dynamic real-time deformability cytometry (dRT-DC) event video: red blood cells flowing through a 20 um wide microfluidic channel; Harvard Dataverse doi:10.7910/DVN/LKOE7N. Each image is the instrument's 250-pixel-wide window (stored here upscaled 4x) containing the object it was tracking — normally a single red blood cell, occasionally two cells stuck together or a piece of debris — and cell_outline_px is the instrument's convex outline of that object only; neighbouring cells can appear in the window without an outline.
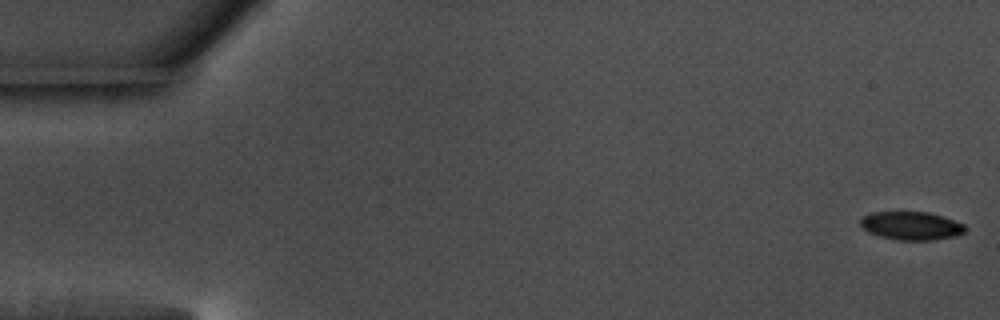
{"species": "common noctule bat (a hibernating species)", "species_latin": "Nyctalus noctula", "temperature_condition": "warm", "stored_images_in_passage": 56, "camera_frame_rate_fps": 3000, "um_per_image_px": 0.085, "animal": {"sex": "male", "body_mass_g": 17.5, "forearm_length_mm": 52.3}, "frame": {"image": 1, "passage_image": 1, "time_ms": 0.0, "image_size_px": [1000, 320], "cell_outline_px": [[968, 228], [964, 232], [956, 236], [932, 240], [900, 240], [880, 236], [868, 232], [860, 224], [860, 220], [864, 216], [872, 212], [928, 212], [964, 224]], "centroid_in_image_um": [77.47, 19.19], "position_along_channel_um": 7.5, "area_um2": 17.11}}
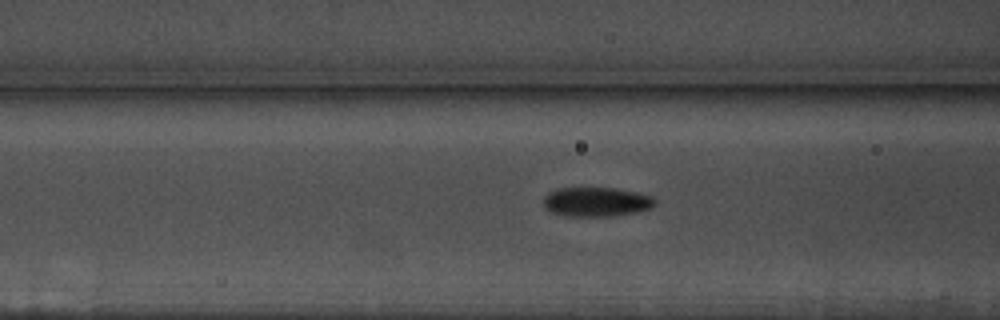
{"frame": {"image": 2, "passage_image": 22, "time_ms": 7.0, "image_size_px": [1000, 320], "cell_outline_px": [[656, 204], [652, 208], [636, 212], [616, 216], [564, 216], [552, 212], [544, 208], [544, 196], [548, 192], [560, 188], [616, 188], [636, 192], [652, 196], [656, 200]], "centroid_in_image_um": [50.7, 17.16], "position_along_channel_um": 115.9, "area_um2": 19.25}}
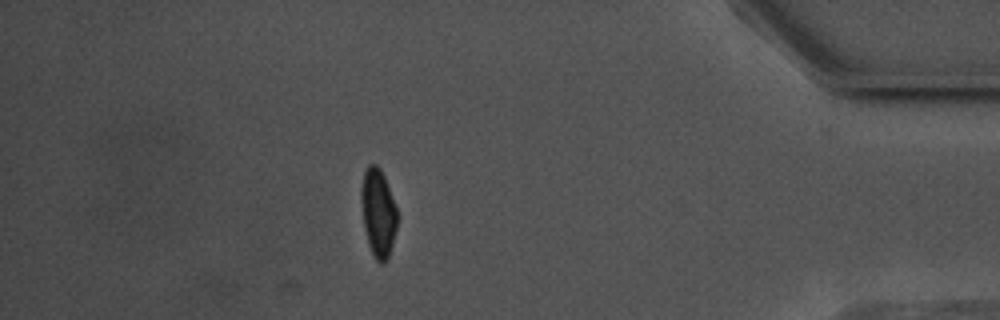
{"frame": {"image": 3, "passage_image": 49, "time_ms": 16.0, "image_size_px": [1000, 320], "cell_outline_px": [[396, 228], [388, 260], [384, 264], [380, 264], [376, 260], [368, 244], [364, 228], [360, 200], [360, 188], [364, 172], [368, 164], [376, 164], [380, 168], [384, 176], [396, 208]], "centroid_in_image_um": [32.11, 18.09], "position_along_channel_um": 403.1, "area_um2": 18.5}, "authors_computed_cell_mechanics": {"area_um2": 18.6983, "velocity_mm_per_s": 3.6822, "shape_relaxation_time_tau1_ms": 3.6659, "shape_relaxation_time_tau2_ms": 2.7388, "deformation_change_tau1": 0.121, "deformation_change_tau2": 0.0712}}